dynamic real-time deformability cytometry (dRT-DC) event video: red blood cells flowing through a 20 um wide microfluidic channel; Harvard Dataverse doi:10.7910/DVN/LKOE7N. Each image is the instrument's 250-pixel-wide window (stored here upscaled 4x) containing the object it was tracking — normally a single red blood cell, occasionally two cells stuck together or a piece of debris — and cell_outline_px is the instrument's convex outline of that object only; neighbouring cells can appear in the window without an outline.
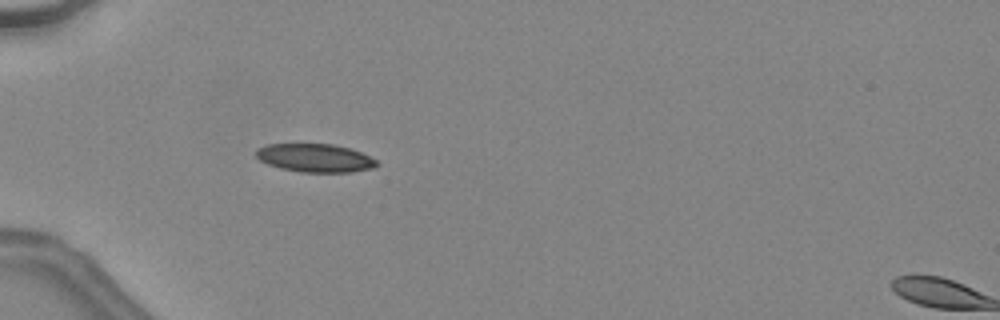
{"species": "common noctule bat (a hibernating species)", "species_latin": "Nyctalus noctula", "temperature_condition": "warm", "stored_images_in_passage": 9, "camera_frame_rate_fps": 3000, "um_per_image_px": 0.085, "animal": {"sex": "female", "body_mass_g": 24.6, "forearm_length_mm": 56.2}, "frame": {"image": 1, "passage_image": 8, "time_ms": 2.333, "image_size_px": [1000, 320], "cell_outline_px": [[380, 164], [372, 168], [352, 172], [300, 172], [280, 168], [268, 164], [260, 160], [256, 156], [256, 148], [268, 144], [332, 144], [352, 148], [376, 160]], "centroid_in_image_um": [26.78, 13.42], "position_along_channel_um": 58.2, "area_um2": 19.94}}